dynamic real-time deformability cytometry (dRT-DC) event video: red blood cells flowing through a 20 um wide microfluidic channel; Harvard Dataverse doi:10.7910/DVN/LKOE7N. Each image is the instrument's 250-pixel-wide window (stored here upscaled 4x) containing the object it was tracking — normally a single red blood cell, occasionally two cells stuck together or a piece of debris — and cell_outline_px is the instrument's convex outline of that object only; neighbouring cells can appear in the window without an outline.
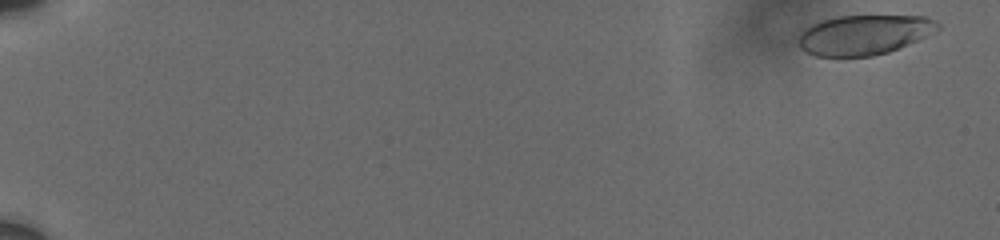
{"species": "human", "species_latin": "Homo sapiens", "temperature_condition": "cold", "stored_images_in_passage": 11, "camera_frame_rate_fps": 3000, "um_per_image_px": 0.085, "donor": {"sex": "male"}, "frame": {"image": 1, "passage_image": 1, "time_ms": 0.0, "image_size_px": [1000, 240], "cell_outline_px": [[940, 28], [908, 44], [888, 52], [872, 56], [816, 56], [804, 52], [800, 48], [796, 40], [800, 32], [804, 28], [820, 20], [836, 16], [924, 16], [936, 20], [940, 24]], "centroid_in_image_um": [73.37, 2.95], "position_along_channel_um": 11.6, "area_um2": 32.43}}
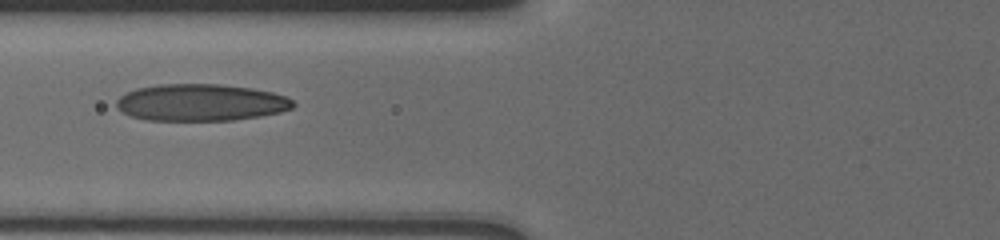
{"frame": {"image": 2, "passage_image": 10, "time_ms": 8.0, "image_size_px": [1000, 240], "cell_outline_px": [[296, 104], [292, 108], [280, 112], [260, 116], [232, 120], [148, 120], [132, 116], [116, 108], [116, 100], [120, 96], [136, 88], [156, 84], [220, 84], [252, 88], [272, 92], [284, 96], [292, 100]], "centroid_in_image_um": [17.06, 8.7], "position_along_channel_um": 108.7, "area_um2": 37.97}}
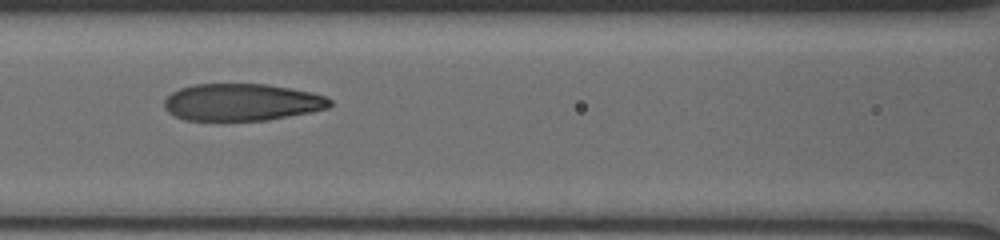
{"frame": {"image": 3, "passage_image": 11, "time_ms": 9.0, "image_size_px": [1000, 240], "cell_outline_px": [[332, 104], [328, 108], [308, 112], [264, 120], [184, 120], [168, 112], [164, 108], [164, 100], [172, 92], [180, 88], [192, 84], [264, 84], [292, 88], [312, 92], [324, 96], [332, 100]], "centroid_in_image_um": [20.53, 8.68], "position_along_channel_um": 146.1, "area_um2": 35.66}}